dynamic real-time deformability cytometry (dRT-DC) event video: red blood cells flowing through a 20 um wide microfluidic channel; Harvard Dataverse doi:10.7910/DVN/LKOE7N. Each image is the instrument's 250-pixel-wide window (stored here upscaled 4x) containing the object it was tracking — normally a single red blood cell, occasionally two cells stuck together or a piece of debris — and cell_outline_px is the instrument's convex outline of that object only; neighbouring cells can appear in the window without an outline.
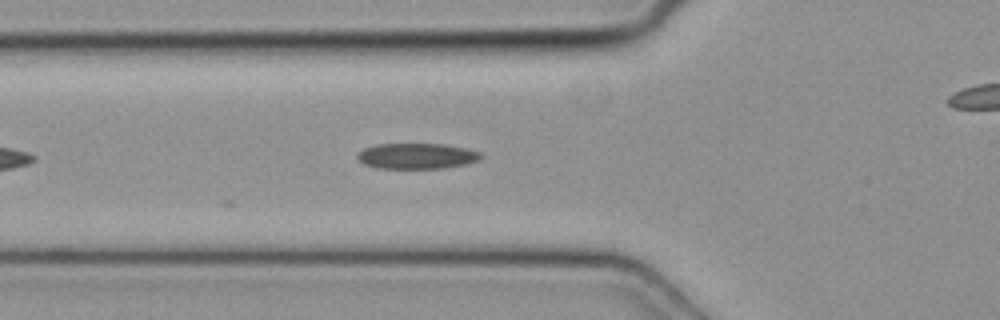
{"species": "common noctule bat (a hibernating species)", "species_latin": "Nyctalus noctula", "temperature_condition": "cold", "stored_images_in_passage": 27, "camera_frame_rate_fps": 3000, "um_per_image_px": 0.085, "animal": {"sex": "female", "body_mass_g": 19.3, "forearm_length_mm": 54.1}, "frame": {"image": 1, "passage_image": 4, "time_ms": 1.0, "image_size_px": [1000, 320], "cell_outline_px": [[484, 156], [480, 160], [468, 164], [444, 168], [376, 168], [364, 164], [356, 156], [356, 152], [364, 148], [376, 144], [444, 144], [468, 148], [480, 152]], "centroid_in_image_um": [35.46, 13.26], "position_along_channel_um": 90.3, "area_um2": 18.73}}
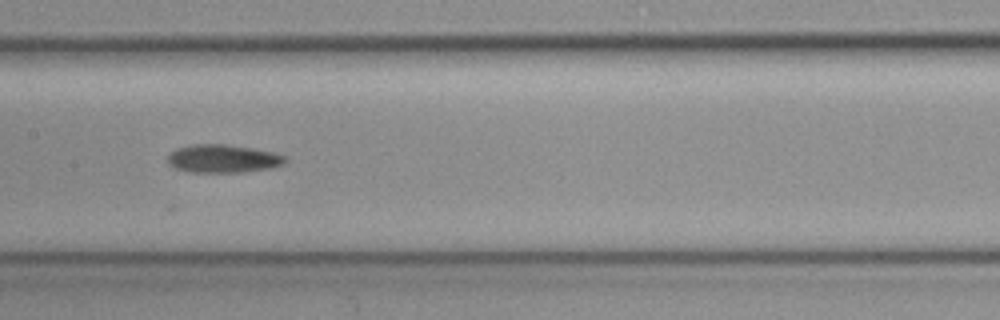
{"frame": {"image": 2, "passage_image": 11, "time_ms": 3.333, "image_size_px": [1000, 320], "cell_outline_px": [[288, 160], [284, 164], [272, 168], [244, 172], [192, 172], [176, 168], [168, 164], [168, 156], [176, 148], [192, 144], [224, 144], [272, 152], [284, 156]], "centroid_in_image_um": [18.95, 13.49], "position_along_channel_um": 188.4, "area_um2": 19.13}}
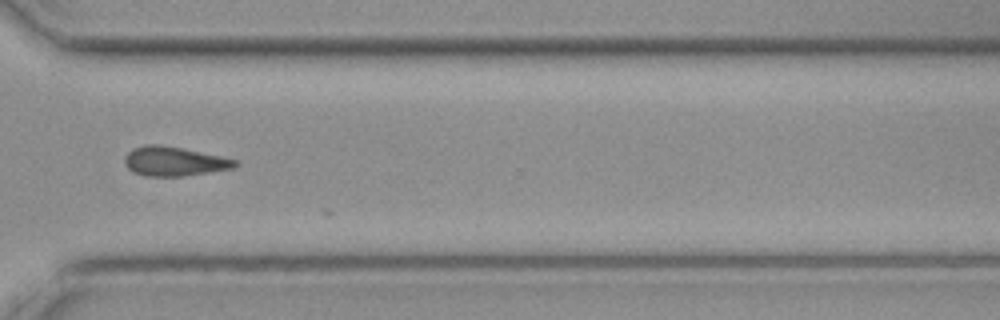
{"frame": {"image": 3, "passage_image": 23, "time_ms": 7.333, "image_size_px": [1000, 320], "cell_outline_px": [[240, 164], [236, 168], [184, 176], [144, 176], [132, 172], [128, 168], [124, 160], [124, 156], [132, 148], [144, 144], [156, 144], [180, 148], [220, 156], [236, 160]], "centroid_in_image_um": [14.79, 13.72], "position_along_channel_um": 355.8, "area_um2": 18.9}}